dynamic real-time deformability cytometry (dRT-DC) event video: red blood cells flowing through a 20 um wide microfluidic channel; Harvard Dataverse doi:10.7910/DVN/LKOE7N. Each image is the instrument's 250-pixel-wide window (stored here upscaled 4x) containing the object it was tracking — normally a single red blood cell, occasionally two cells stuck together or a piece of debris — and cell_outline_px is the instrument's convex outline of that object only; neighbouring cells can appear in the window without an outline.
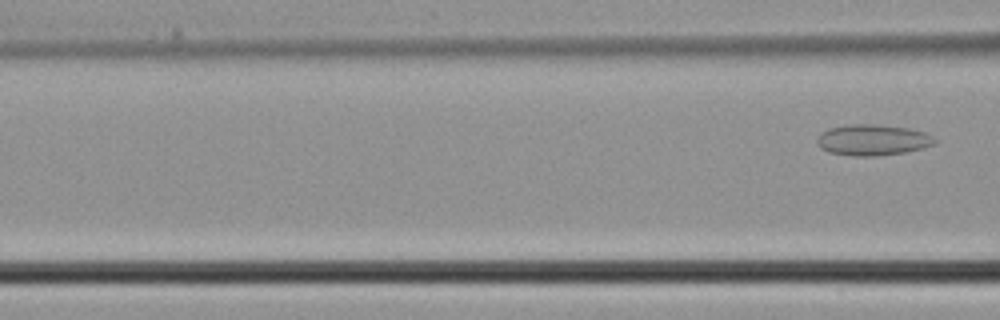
{"species": "common noctule bat (a hibernating species)", "species_latin": "Nyctalus noctula", "temperature_condition": "cold", "stored_images_in_passage": 5, "camera_frame_rate_fps": 3000, "um_per_image_px": 0.085, "animal": {"sex": "male", "body_mass_g": 21.5, "forearm_length_mm": 52.0}, "frame": {"image": 1, "passage_image": 5, "time_ms": 1.333, "image_size_px": [1000, 320], "cell_outline_px": [[936, 144], [908, 152], [876, 156], [852, 156], [828, 152], [820, 148], [816, 140], [820, 132], [828, 128], [852, 124], [876, 124], [908, 128], [924, 132], [932, 136], [936, 140]], "centroid_in_image_um": [74.16, 11.9], "position_along_channel_um": 92.4, "area_um2": 21.44}}